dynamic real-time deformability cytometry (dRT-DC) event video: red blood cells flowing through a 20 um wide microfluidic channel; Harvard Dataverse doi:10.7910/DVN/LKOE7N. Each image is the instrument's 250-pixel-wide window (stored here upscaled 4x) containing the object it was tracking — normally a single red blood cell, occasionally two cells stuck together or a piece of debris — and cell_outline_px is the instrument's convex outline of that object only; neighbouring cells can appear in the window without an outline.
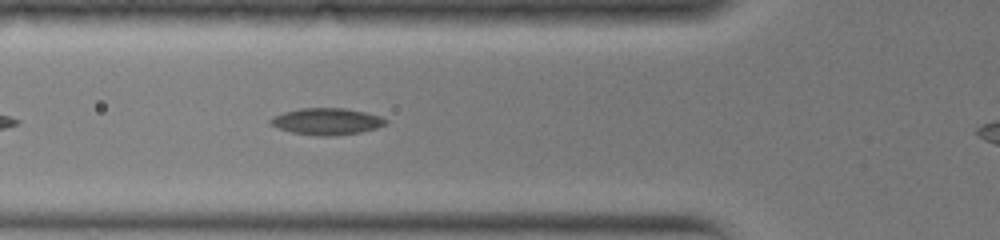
{"species": "common noctule bat (a hibernating species)", "species_latin": "Nyctalus noctula", "temperature_condition": "warm", "stored_images_in_passage": 23, "camera_frame_rate_fps": 3000, "um_per_image_px": 0.085, "animal": {"sex": "female", "body_mass_g": 19.0, "forearm_length_mm": 51.5}, "frame": {"image": 1, "passage_image": 4, "time_ms": 1.0, "image_size_px": [1000, 240], "cell_outline_px": [[388, 124], [376, 128], [360, 132], [332, 136], [316, 136], [292, 132], [268, 124], [268, 120], [272, 116], [284, 112], [300, 108], [344, 108], [364, 112], [380, 116], [388, 120]], "centroid_in_image_um": [27.76, 10.32], "position_along_channel_um": 98.0, "area_um2": 17.98}}
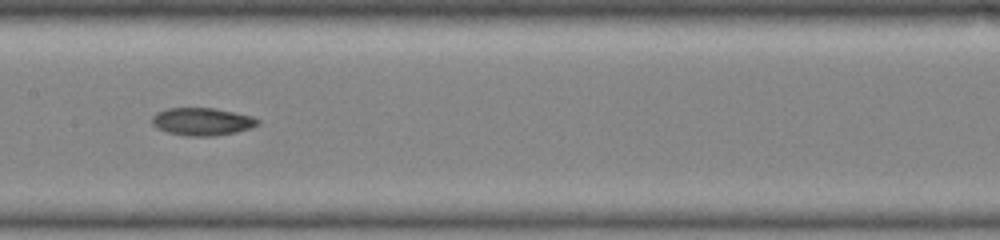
{"frame": {"image": 2, "passage_image": 9, "time_ms": 2.667, "image_size_px": [1000, 240], "cell_outline_px": [[260, 124], [252, 128], [236, 132], [216, 136], [188, 136], [168, 132], [156, 128], [152, 124], [152, 116], [156, 112], [168, 108], [212, 108], [252, 116], [260, 120]], "centroid_in_image_um": [17.19, 10.34], "position_along_channel_um": 190.2, "area_um2": 17.11}}
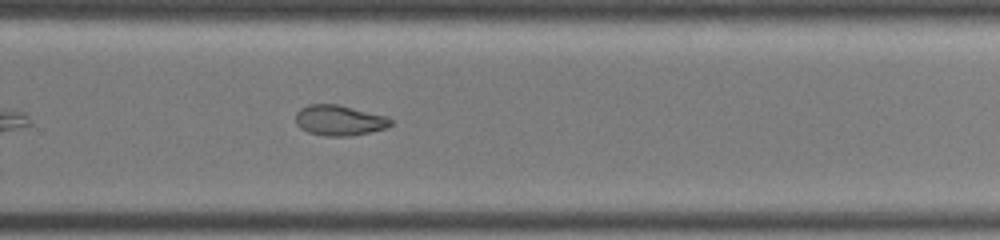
{"frame": {"image": 3, "passage_image": 15, "time_ms": 4.667, "image_size_px": [1000, 240], "cell_outline_px": [[392, 124], [384, 128], [352, 136], [324, 136], [308, 132], [300, 128], [296, 124], [296, 112], [300, 108], [308, 104], [340, 104], [388, 116], [392, 120]], "centroid_in_image_um": [28.83, 10.21], "position_along_channel_um": 301.0, "area_um2": 17.05}}